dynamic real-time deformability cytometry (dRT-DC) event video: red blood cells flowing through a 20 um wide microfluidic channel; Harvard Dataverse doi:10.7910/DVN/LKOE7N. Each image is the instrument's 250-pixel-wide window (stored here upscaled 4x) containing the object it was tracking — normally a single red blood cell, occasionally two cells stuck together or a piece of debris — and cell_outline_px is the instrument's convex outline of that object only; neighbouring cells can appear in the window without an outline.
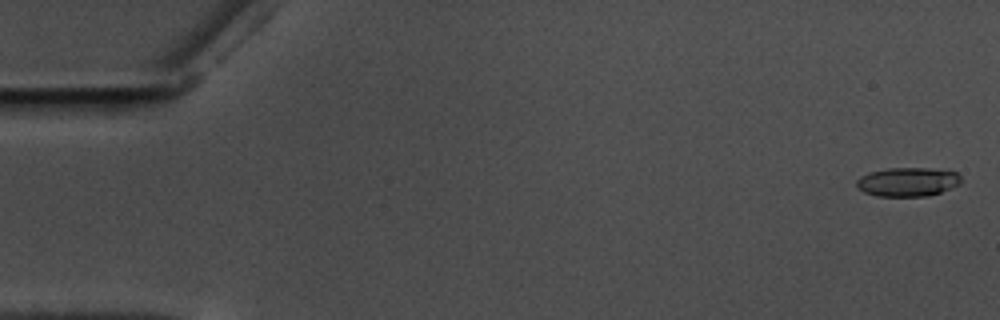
{"species": "common noctule bat (a hibernating species)", "species_latin": "Nyctalus noctula", "temperature_condition": "warm", "stored_images_in_passage": 59, "camera_frame_rate_fps": 3000, "um_per_image_px": 0.085, "animal": {"sex": "male", "body_mass_g": 17.5, "forearm_length_mm": 52.3}, "frame": {"image": 1, "passage_image": 2, "time_ms": 0.333, "image_size_px": [1000, 320], "cell_outline_px": [[964, 180], [960, 184], [940, 192], [928, 196], [876, 196], [864, 192], [856, 188], [856, 180], [860, 176], [868, 172], [888, 168], [948, 168], [956, 172]], "centroid_in_image_um": [77.18, 15.44], "position_along_channel_um": 7.8, "area_um2": 18.09}}
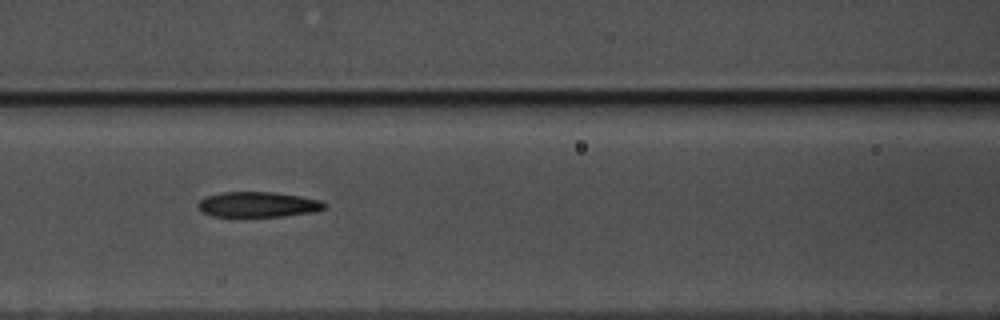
{"frame": {"image": 2, "passage_image": 26, "time_ms": 8.333, "image_size_px": [1000, 320], "cell_outline_px": [[324, 208], [312, 212], [280, 216], [212, 216], [204, 212], [200, 208], [200, 200], [204, 196], [220, 192], [272, 192], [300, 196], [320, 200], [324, 204]], "centroid_in_image_um": [21.9, 17.37], "position_along_channel_um": 144.7, "area_um2": 18.26}}
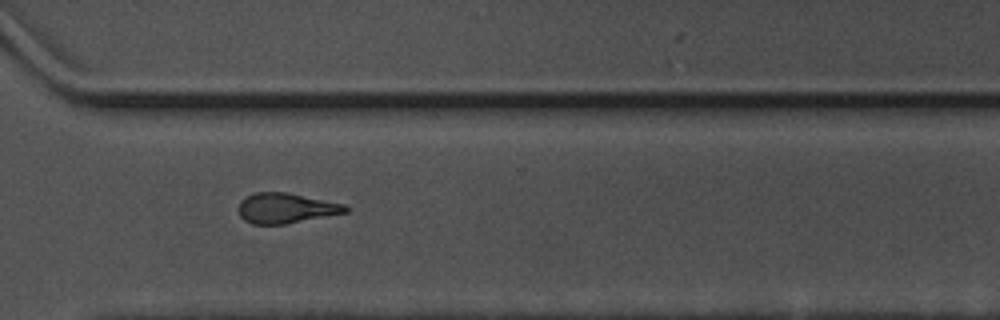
{"frame": {"image": 3, "passage_image": 43, "time_ms": 14.0, "image_size_px": [1000, 320], "cell_outline_px": [[348, 212], [284, 224], [252, 224], [244, 220], [240, 216], [240, 200], [256, 192], [288, 192], [344, 204], [348, 208]], "centroid_in_image_um": [24.3, 17.69], "position_along_channel_um": 346.3, "area_um2": 18.61}, "authors_computed_cell_mechanics": {"area_um2": 18.7272, "velocity_mm_per_s": 3.5657, "shape_relaxation_time_tau1_ms": 9.0359, "shape_relaxation_time_tau2_ms": 5.8131, "deformation_change_tau1": 0.2297, "deformation_change_tau2": 0.1724}}